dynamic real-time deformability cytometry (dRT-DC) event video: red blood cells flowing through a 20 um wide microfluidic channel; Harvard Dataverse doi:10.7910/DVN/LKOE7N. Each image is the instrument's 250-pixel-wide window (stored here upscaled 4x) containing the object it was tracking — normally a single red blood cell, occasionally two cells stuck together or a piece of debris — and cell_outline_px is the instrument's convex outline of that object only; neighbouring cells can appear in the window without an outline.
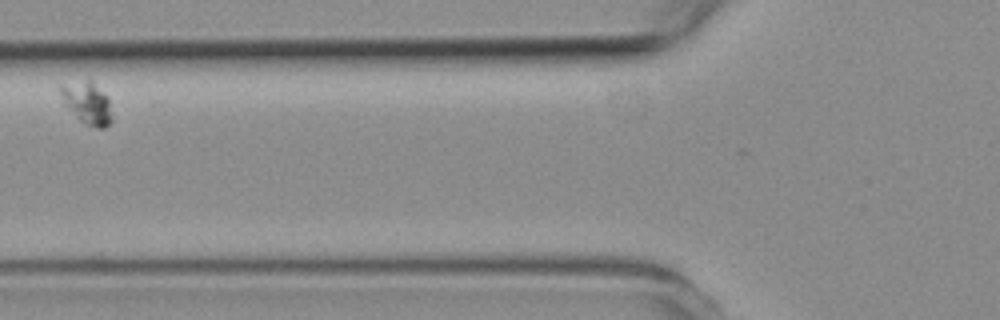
{"species": "common noctule bat (a hibernating species)", "species_latin": "Nyctalus noctula", "temperature_condition": "room temperature", "stored_images_in_passage": 10, "camera_frame_rate_fps": 3000, "um_per_image_px": 0.085, "animal": {"sex": "female", "body_mass_g": 19.3, "forearm_length_mm": 54.1}, "frame": {"image": 1, "passage_image": 2, "time_ms": 1.333, "image_size_px": [1000, 320], "cell_outline_px": [[112, 120], [104, 128], [96, 128], [80, 120], [64, 104], [60, 92], [60, 84], [88, 76], [108, 96]], "centroid_in_image_um": [7.4, 8.66], "position_along_channel_um": 118.4, "area_um2": 12.95}}
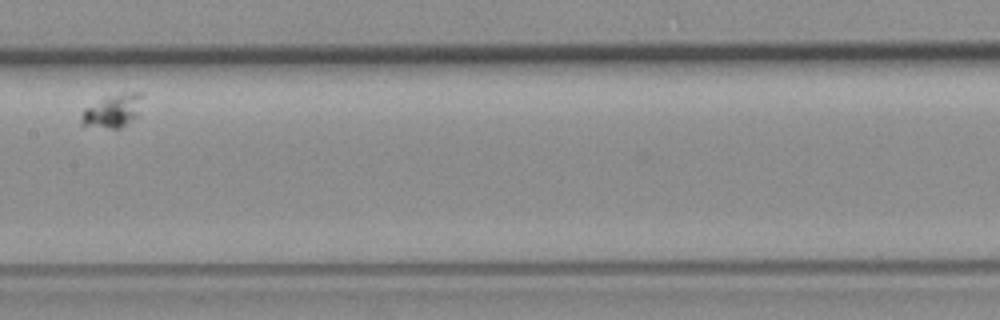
{"frame": {"image": 2, "passage_image": 4, "time_ms": 3.667, "image_size_px": [1000, 320], "cell_outline_px": [[144, 92], [140, 116], [120, 128], [108, 128], [80, 124], [80, 116], [84, 108], [104, 96], [124, 92]], "centroid_in_image_um": [9.63, 9.38], "position_along_channel_um": 197.8, "area_um2": 12.37}}
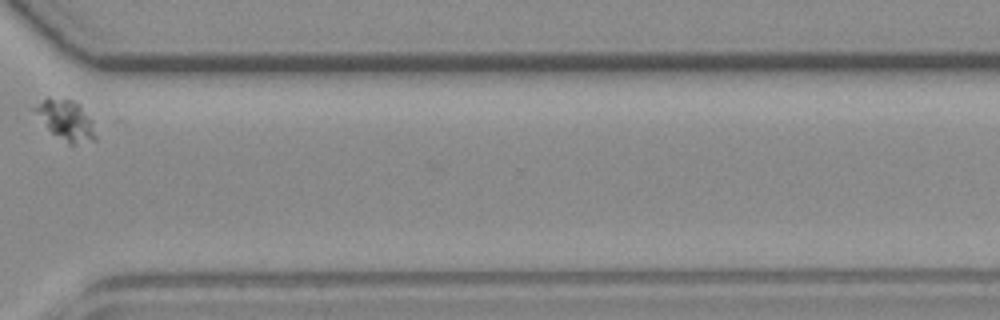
{"frame": {"image": 3, "passage_image": 8, "time_ms": 8.333, "image_size_px": [1000, 320], "cell_outline_px": [[96, 140], [72, 144], [68, 144], [52, 132], [48, 128], [32, 108], [36, 104], [44, 100], [68, 100], [80, 104], [92, 120], [96, 136]], "centroid_in_image_um": [5.66, 10.25], "position_along_channel_um": 364.9, "area_um2": 13.58}}